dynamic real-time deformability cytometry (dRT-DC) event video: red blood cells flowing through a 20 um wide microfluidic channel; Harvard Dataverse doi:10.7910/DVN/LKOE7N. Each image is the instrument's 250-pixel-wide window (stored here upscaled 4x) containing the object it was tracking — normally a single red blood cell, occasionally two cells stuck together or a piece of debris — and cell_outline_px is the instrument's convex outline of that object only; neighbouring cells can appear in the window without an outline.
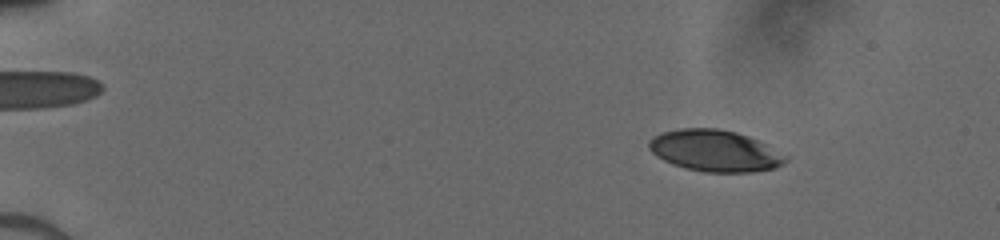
{"species": "human", "species_latin": "Homo sapiens", "temperature_condition": "cold", "stored_images_in_passage": 52, "camera_frame_rate_fps": 3000, "um_per_image_px": 0.085, "donor": {"sex": "male"}, "frame": {"image": 1, "passage_image": 8, "time_ms": 2.333, "image_size_px": [1000, 240], "cell_outline_px": [[788, 160], [784, 164], [772, 168], [752, 172], [704, 172], [684, 168], [672, 164], [656, 156], [648, 148], [648, 140], [652, 136], [660, 132], [680, 128], [716, 128], [736, 132], [748, 136], [788, 156]], "centroid_in_image_um": [60.72, 12.81], "position_along_channel_um": 24.3, "area_um2": 33.12}}
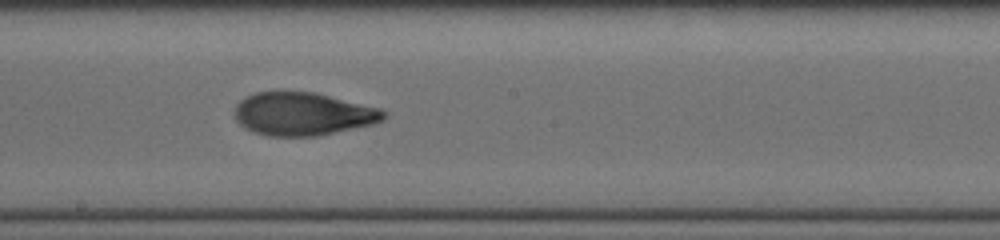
{"frame": {"image": 2, "passage_image": 31, "time_ms": 10.0, "image_size_px": [1000, 240], "cell_outline_px": [[388, 116], [384, 120], [372, 124], [316, 136], [268, 136], [244, 128], [236, 120], [236, 104], [240, 100], [256, 92], [316, 92], [380, 108], [388, 112]], "centroid_in_image_um": [25.78, 9.68], "position_along_channel_um": 222.4, "area_um2": 37.28}}
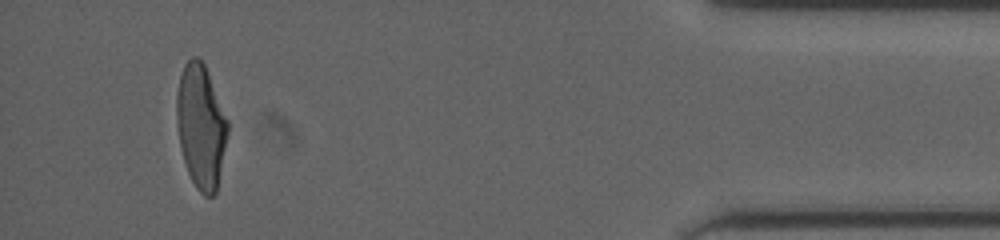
{"frame": {"image": 3, "passage_image": 49, "time_ms": 16.0, "image_size_px": [1000, 240], "cell_outline_px": [[228, 132], [216, 192], [212, 196], [204, 196], [196, 188], [188, 172], [184, 160], [180, 144], [176, 116], [176, 96], [180, 76], [184, 64], [192, 56], [196, 56], [204, 64], [228, 120]], "centroid_in_image_um": [17.07, 10.73], "position_along_channel_um": 418.1, "area_um2": 36.41}}